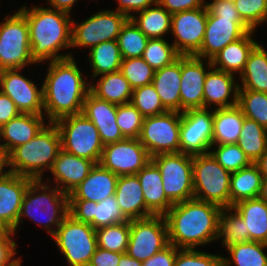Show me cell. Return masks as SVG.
<instances>
[{
    "label": "cell",
    "instance_id": "cell-1",
    "mask_svg": "<svg viewBox=\"0 0 267 266\" xmlns=\"http://www.w3.org/2000/svg\"><path fill=\"white\" fill-rule=\"evenodd\" d=\"M223 208L196 198L174 203L164 215L169 244L178 249H196L217 240Z\"/></svg>",
    "mask_w": 267,
    "mask_h": 266
},
{
    "label": "cell",
    "instance_id": "cell-2",
    "mask_svg": "<svg viewBox=\"0 0 267 266\" xmlns=\"http://www.w3.org/2000/svg\"><path fill=\"white\" fill-rule=\"evenodd\" d=\"M43 86L44 115L48 122L82 113L90 82L83 78L74 57L48 62Z\"/></svg>",
    "mask_w": 267,
    "mask_h": 266
},
{
    "label": "cell",
    "instance_id": "cell-3",
    "mask_svg": "<svg viewBox=\"0 0 267 266\" xmlns=\"http://www.w3.org/2000/svg\"><path fill=\"white\" fill-rule=\"evenodd\" d=\"M19 11L27 19L31 57L36 64L73 57L72 52L60 54L71 48V14L40 6H22Z\"/></svg>",
    "mask_w": 267,
    "mask_h": 266
},
{
    "label": "cell",
    "instance_id": "cell-4",
    "mask_svg": "<svg viewBox=\"0 0 267 266\" xmlns=\"http://www.w3.org/2000/svg\"><path fill=\"white\" fill-rule=\"evenodd\" d=\"M61 149L59 130L54 123L48 122L34 138L15 147L6 156V169L9 167L7 171L33 180L43 179V172L51 170Z\"/></svg>",
    "mask_w": 267,
    "mask_h": 266
},
{
    "label": "cell",
    "instance_id": "cell-5",
    "mask_svg": "<svg viewBox=\"0 0 267 266\" xmlns=\"http://www.w3.org/2000/svg\"><path fill=\"white\" fill-rule=\"evenodd\" d=\"M43 181L42 179L32 180L29 183L22 200L20 214L15 226V234L19 224L23 223L22 218L29 217L32 221L40 223V226L43 225L42 228H45L46 232L52 236L64 218L69 214V195L62 192L56 186L50 188L51 186L43 183ZM38 214L45 218L42 220ZM53 226L56 229L52 228Z\"/></svg>",
    "mask_w": 267,
    "mask_h": 266
},
{
    "label": "cell",
    "instance_id": "cell-6",
    "mask_svg": "<svg viewBox=\"0 0 267 266\" xmlns=\"http://www.w3.org/2000/svg\"><path fill=\"white\" fill-rule=\"evenodd\" d=\"M194 198L221 208L230 207L231 172L225 170L210 154L193 156Z\"/></svg>",
    "mask_w": 267,
    "mask_h": 266
},
{
    "label": "cell",
    "instance_id": "cell-7",
    "mask_svg": "<svg viewBox=\"0 0 267 266\" xmlns=\"http://www.w3.org/2000/svg\"><path fill=\"white\" fill-rule=\"evenodd\" d=\"M54 124L61 136L62 150L99 163L104 144L90 119L79 113L62 117Z\"/></svg>",
    "mask_w": 267,
    "mask_h": 266
},
{
    "label": "cell",
    "instance_id": "cell-8",
    "mask_svg": "<svg viewBox=\"0 0 267 266\" xmlns=\"http://www.w3.org/2000/svg\"><path fill=\"white\" fill-rule=\"evenodd\" d=\"M51 237L69 266H88L98 247L96 229L69 214Z\"/></svg>",
    "mask_w": 267,
    "mask_h": 266
},
{
    "label": "cell",
    "instance_id": "cell-9",
    "mask_svg": "<svg viewBox=\"0 0 267 266\" xmlns=\"http://www.w3.org/2000/svg\"><path fill=\"white\" fill-rule=\"evenodd\" d=\"M0 23V67L23 69L36 64L31 57L29 27L26 17L17 10Z\"/></svg>",
    "mask_w": 267,
    "mask_h": 266
},
{
    "label": "cell",
    "instance_id": "cell-10",
    "mask_svg": "<svg viewBox=\"0 0 267 266\" xmlns=\"http://www.w3.org/2000/svg\"><path fill=\"white\" fill-rule=\"evenodd\" d=\"M151 160L159 168L165 194L173 203L194 198L192 155L182 152L159 154Z\"/></svg>",
    "mask_w": 267,
    "mask_h": 266
},
{
    "label": "cell",
    "instance_id": "cell-11",
    "mask_svg": "<svg viewBox=\"0 0 267 266\" xmlns=\"http://www.w3.org/2000/svg\"><path fill=\"white\" fill-rule=\"evenodd\" d=\"M181 112L167 111L165 113L144 117L140 143L145 147L150 157L159 154L180 152Z\"/></svg>",
    "mask_w": 267,
    "mask_h": 266
},
{
    "label": "cell",
    "instance_id": "cell-12",
    "mask_svg": "<svg viewBox=\"0 0 267 266\" xmlns=\"http://www.w3.org/2000/svg\"><path fill=\"white\" fill-rule=\"evenodd\" d=\"M169 245L164 215H152L130 220V238L127 254L144 262Z\"/></svg>",
    "mask_w": 267,
    "mask_h": 266
},
{
    "label": "cell",
    "instance_id": "cell-13",
    "mask_svg": "<svg viewBox=\"0 0 267 266\" xmlns=\"http://www.w3.org/2000/svg\"><path fill=\"white\" fill-rule=\"evenodd\" d=\"M129 18L116 10H101L81 23L72 20L71 47L92 48L99 43L116 40Z\"/></svg>",
    "mask_w": 267,
    "mask_h": 266
},
{
    "label": "cell",
    "instance_id": "cell-14",
    "mask_svg": "<svg viewBox=\"0 0 267 266\" xmlns=\"http://www.w3.org/2000/svg\"><path fill=\"white\" fill-rule=\"evenodd\" d=\"M213 109H189L181 113L180 152L207 154L212 146Z\"/></svg>",
    "mask_w": 267,
    "mask_h": 266
},
{
    "label": "cell",
    "instance_id": "cell-15",
    "mask_svg": "<svg viewBox=\"0 0 267 266\" xmlns=\"http://www.w3.org/2000/svg\"><path fill=\"white\" fill-rule=\"evenodd\" d=\"M150 160L139 138H125L104 145L99 164L117 176H125L137 174Z\"/></svg>",
    "mask_w": 267,
    "mask_h": 266
},
{
    "label": "cell",
    "instance_id": "cell-16",
    "mask_svg": "<svg viewBox=\"0 0 267 266\" xmlns=\"http://www.w3.org/2000/svg\"><path fill=\"white\" fill-rule=\"evenodd\" d=\"M207 23V6L172 14V44L180 55H195L201 48Z\"/></svg>",
    "mask_w": 267,
    "mask_h": 266
},
{
    "label": "cell",
    "instance_id": "cell-17",
    "mask_svg": "<svg viewBox=\"0 0 267 266\" xmlns=\"http://www.w3.org/2000/svg\"><path fill=\"white\" fill-rule=\"evenodd\" d=\"M252 29L241 18L212 15L207 9V23L200 50L195 56L211 60L229 43L242 38Z\"/></svg>",
    "mask_w": 267,
    "mask_h": 266
},
{
    "label": "cell",
    "instance_id": "cell-18",
    "mask_svg": "<svg viewBox=\"0 0 267 266\" xmlns=\"http://www.w3.org/2000/svg\"><path fill=\"white\" fill-rule=\"evenodd\" d=\"M22 69H4L0 91L9 96L21 113L44 115L43 86L39 88L19 72ZM39 88V89H38Z\"/></svg>",
    "mask_w": 267,
    "mask_h": 266
},
{
    "label": "cell",
    "instance_id": "cell-19",
    "mask_svg": "<svg viewBox=\"0 0 267 266\" xmlns=\"http://www.w3.org/2000/svg\"><path fill=\"white\" fill-rule=\"evenodd\" d=\"M204 60L195 55H181V113L189 109L204 108L203 87L208 72L205 67H212L211 60L206 59V65Z\"/></svg>",
    "mask_w": 267,
    "mask_h": 266
},
{
    "label": "cell",
    "instance_id": "cell-20",
    "mask_svg": "<svg viewBox=\"0 0 267 266\" xmlns=\"http://www.w3.org/2000/svg\"><path fill=\"white\" fill-rule=\"evenodd\" d=\"M68 213L75 220L90 224L94 229L128 221L122 214L115 195L98 203L69 199Z\"/></svg>",
    "mask_w": 267,
    "mask_h": 266
},
{
    "label": "cell",
    "instance_id": "cell-21",
    "mask_svg": "<svg viewBox=\"0 0 267 266\" xmlns=\"http://www.w3.org/2000/svg\"><path fill=\"white\" fill-rule=\"evenodd\" d=\"M32 180L9 171L0 176V224L14 234L22 200Z\"/></svg>",
    "mask_w": 267,
    "mask_h": 266
},
{
    "label": "cell",
    "instance_id": "cell-22",
    "mask_svg": "<svg viewBox=\"0 0 267 266\" xmlns=\"http://www.w3.org/2000/svg\"><path fill=\"white\" fill-rule=\"evenodd\" d=\"M82 113L93 122L104 145L125 139L116 122V104L99 99L89 91Z\"/></svg>",
    "mask_w": 267,
    "mask_h": 266
},
{
    "label": "cell",
    "instance_id": "cell-23",
    "mask_svg": "<svg viewBox=\"0 0 267 266\" xmlns=\"http://www.w3.org/2000/svg\"><path fill=\"white\" fill-rule=\"evenodd\" d=\"M95 164L61 149L50 170L54 176V186L69 195L89 175Z\"/></svg>",
    "mask_w": 267,
    "mask_h": 266
},
{
    "label": "cell",
    "instance_id": "cell-24",
    "mask_svg": "<svg viewBox=\"0 0 267 266\" xmlns=\"http://www.w3.org/2000/svg\"><path fill=\"white\" fill-rule=\"evenodd\" d=\"M238 89L239 83L235 81L234 74L212 66L207 72L203 87L204 108H211V105H215L216 109L238 105Z\"/></svg>",
    "mask_w": 267,
    "mask_h": 266
},
{
    "label": "cell",
    "instance_id": "cell-25",
    "mask_svg": "<svg viewBox=\"0 0 267 266\" xmlns=\"http://www.w3.org/2000/svg\"><path fill=\"white\" fill-rule=\"evenodd\" d=\"M46 125L44 115L20 113L0 127L2 153L7 156L15 147L27 143ZM4 142V143H3Z\"/></svg>",
    "mask_w": 267,
    "mask_h": 266
},
{
    "label": "cell",
    "instance_id": "cell-26",
    "mask_svg": "<svg viewBox=\"0 0 267 266\" xmlns=\"http://www.w3.org/2000/svg\"><path fill=\"white\" fill-rule=\"evenodd\" d=\"M118 176L99 163L91 169L89 175L69 194V199H82L101 202L115 195Z\"/></svg>",
    "mask_w": 267,
    "mask_h": 266
},
{
    "label": "cell",
    "instance_id": "cell-27",
    "mask_svg": "<svg viewBox=\"0 0 267 266\" xmlns=\"http://www.w3.org/2000/svg\"><path fill=\"white\" fill-rule=\"evenodd\" d=\"M115 197L122 214L127 220L154 215L146 207L142 187L136 174L118 176Z\"/></svg>",
    "mask_w": 267,
    "mask_h": 266
},
{
    "label": "cell",
    "instance_id": "cell-28",
    "mask_svg": "<svg viewBox=\"0 0 267 266\" xmlns=\"http://www.w3.org/2000/svg\"><path fill=\"white\" fill-rule=\"evenodd\" d=\"M136 175L146 207L154 215H165L174 203L165 194L162 175L157 165L150 160Z\"/></svg>",
    "mask_w": 267,
    "mask_h": 266
},
{
    "label": "cell",
    "instance_id": "cell-29",
    "mask_svg": "<svg viewBox=\"0 0 267 266\" xmlns=\"http://www.w3.org/2000/svg\"><path fill=\"white\" fill-rule=\"evenodd\" d=\"M255 32V30L249 31L242 38L225 46L211 59L212 66L227 73L240 75L250 52L258 44L252 37Z\"/></svg>",
    "mask_w": 267,
    "mask_h": 266
},
{
    "label": "cell",
    "instance_id": "cell-30",
    "mask_svg": "<svg viewBox=\"0 0 267 266\" xmlns=\"http://www.w3.org/2000/svg\"><path fill=\"white\" fill-rule=\"evenodd\" d=\"M180 83L181 55L171 65L155 70L152 84L168 111L181 112Z\"/></svg>",
    "mask_w": 267,
    "mask_h": 266
},
{
    "label": "cell",
    "instance_id": "cell-31",
    "mask_svg": "<svg viewBox=\"0 0 267 266\" xmlns=\"http://www.w3.org/2000/svg\"><path fill=\"white\" fill-rule=\"evenodd\" d=\"M245 116L236 105L229 108L213 110L212 146L220 144H237Z\"/></svg>",
    "mask_w": 267,
    "mask_h": 266
},
{
    "label": "cell",
    "instance_id": "cell-32",
    "mask_svg": "<svg viewBox=\"0 0 267 266\" xmlns=\"http://www.w3.org/2000/svg\"><path fill=\"white\" fill-rule=\"evenodd\" d=\"M232 207L244 220L249 241L267 244V203L257 197L240 201Z\"/></svg>",
    "mask_w": 267,
    "mask_h": 266
},
{
    "label": "cell",
    "instance_id": "cell-33",
    "mask_svg": "<svg viewBox=\"0 0 267 266\" xmlns=\"http://www.w3.org/2000/svg\"><path fill=\"white\" fill-rule=\"evenodd\" d=\"M98 78L96 84L91 82L89 86V91L97 98L116 105L131 102L133 89L120 70Z\"/></svg>",
    "mask_w": 267,
    "mask_h": 266
},
{
    "label": "cell",
    "instance_id": "cell-34",
    "mask_svg": "<svg viewBox=\"0 0 267 266\" xmlns=\"http://www.w3.org/2000/svg\"><path fill=\"white\" fill-rule=\"evenodd\" d=\"M262 178L259 167L255 163L232 172L230 178V207L240 201L257 198L260 193Z\"/></svg>",
    "mask_w": 267,
    "mask_h": 266
},
{
    "label": "cell",
    "instance_id": "cell-35",
    "mask_svg": "<svg viewBox=\"0 0 267 266\" xmlns=\"http://www.w3.org/2000/svg\"><path fill=\"white\" fill-rule=\"evenodd\" d=\"M240 76L239 89H250L267 93V51L257 44L250 52Z\"/></svg>",
    "mask_w": 267,
    "mask_h": 266
},
{
    "label": "cell",
    "instance_id": "cell-36",
    "mask_svg": "<svg viewBox=\"0 0 267 266\" xmlns=\"http://www.w3.org/2000/svg\"><path fill=\"white\" fill-rule=\"evenodd\" d=\"M139 14V15H138ZM133 15L130 19L149 38H163L171 31L172 14L156 3Z\"/></svg>",
    "mask_w": 267,
    "mask_h": 266
},
{
    "label": "cell",
    "instance_id": "cell-37",
    "mask_svg": "<svg viewBox=\"0 0 267 266\" xmlns=\"http://www.w3.org/2000/svg\"><path fill=\"white\" fill-rule=\"evenodd\" d=\"M123 58L116 40L99 43L90 48L88 61L93 71L91 77L120 70Z\"/></svg>",
    "mask_w": 267,
    "mask_h": 266
},
{
    "label": "cell",
    "instance_id": "cell-38",
    "mask_svg": "<svg viewBox=\"0 0 267 266\" xmlns=\"http://www.w3.org/2000/svg\"><path fill=\"white\" fill-rule=\"evenodd\" d=\"M267 244L248 241L236 243L225 248L229 257L222 255L223 266H267Z\"/></svg>",
    "mask_w": 267,
    "mask_h": 266
},
{
    "label": "cell",
    "instance_id": "cell-39",
    "mask_svg": "<svg viewBox=\"0 0 267 266\" xmlns=\"http://www.w3.org/2000/svg\"><path fill=\"white\" fill-rule=\"evenodd\" d=\"M237 145L255 163L267 150V129L245 117Z\"/></svg>",
    "mask_w": 267,
    "mask_h": 266
},
{
    "label": "cell",
    "instance_id": "cell-40",
    "mask_svg": "<svg viewBox=\"0 0 267 266\" xmlns=\"http://www.w3.org/2000/svg\"><path fill=\"white\" fill-rule=\"evenodd\" d=\"M232 212V213H231ZM225 248L249 241V232L240 214L233 208H223L219 216L218 236Z\"/></svg>",
    "mask_w": 267,
    "mask_h": 266
},
{
    "label": "cell",
    "instance_id": "cell-41",
    "mask_svg": "<svg viewBox=\"0 0 267 266\" xmlns=\"http://www.w3.org/2000/svg\"><path fill=\"white\" fill-rule=\"evenodd\" d=\"M96 238L99 248L117 253H126L130 238V220L97 228Z\"/></svg>",
    "mask_w": 267,
    "mask_h": 266
},
{
    "label": "cell",
    "instance_id": "cell-42",
    "mask_svg": "<svg viewBox=\"0 0 267 266\" xmlns=\"http://www.w3.org/2000/svg\"><path fill=\"white\" fill-rule=\"evenodd\" d=\"M148 40L131 19L125 23L116 39L123 59L142 57Z\"/></svg>",
    "mask_w": 267,
    "mask_h": 266
},
{
    "label": "cell",
    "instance_id": "cell-43",
    "mask_svg": "<svg viewBox=\"0 0 267 266\" xmlns=\"http://www.w3.org/2000/svg\"><path fill=\"white\" fill-rule=\"evenodd\" d=\"M238 106L243 115L267 129V93L238 89Z\"/></svg>",
    "mask_w": 267,
    "mask_h": 266
},
{
    "label": "cell",
    "instance_id": "cell-44",
    "mask_svg": "<svg viewBox=\"0 0 267 266\" xmlns=\"http://www.w3.org/2000/svg\"><path fill=\"white\" fill-rule=\"evenodd\" d=\"M180 54L164 38L149 39L143 51L142 58L154 69L158 70L171 65Z\"/></svg>",
    "mask_w": 267,
    "mask_h": 266
},
{
    "label": "cell",
    "instance_id": "cell-45",
    "mask_svg": "<svg viewBox=\"0 0 267 266\" xmlns=\"http://www.w3.org/2000/svg\"><path fill=\"white\" fill-rule=\"evenodd\" d=\"M120 71L133 90L151 84L155 74V70L142 57L123 59Z\"/></svg>",
    "mask_w": 267,
    "mask_h": 266
},
{
    "label": "cell",
    "instance_id": "cell-46",
    "mask_svg": "<svg viewBox=\"0 0 267 266\" xmlns=\"http://www.w3.org/2000/svg\"><path fill=\"white\" fill-rule=\"evenodd\" d=\"M215 150H209L214 159L227 171L236 172L252 164L244 151L237 144L215 145Z\"/></svg>",
    "mask_w": 267,
    "mask_h": 266
},
{
    "label": "cell",
    "instance_id": "cell-47",
    "mask_svg": "<svg viewBox=\"0 0 267 266\" xmlns=\"http://www.w3.org/2000/svg\"><path fill=\"white\" fill-rule=\"evenodd\" d=\"M131 103L144 116H154L167 112L154 85L148 84L133 90Z\"/></svg>",
    "mask_w": 267,
    "mask_h": 266
},
{
    "label": "cell",
    "instance_id": "cell-48",
    "mask_svg": "<svg viewBox=\"0 0 267 266\" xmlns=\"http://www.w3.org/2000/svg\"><path fill=\"white\" fill-rule=\"evenodd\" d=\"M144 116L130 102L117 105L116 122L125 138H139Z\"/></svg>",
    "mask_w": 267,
    "mask_h": 266
},
{
    "label": "cell",
    "instance_id": "cell-49",
    "mask_svg": "<svg viewBox=\"0 0 267 266\" xmlns=\"http://www.w3.org/2000/svg\"><path fill=\"white\" fill-rule=\"evenodd\" d=\"M234 4L241 19L252 30L267 23V0H236Z\"/></svg>",
    "mask_w": 267,
    "mask_h": 266
},
{
    "label": "cell",
    "instance_id": "cell-50",
    "mask_svg": "<svg viewBox=\"0 0 267 266\" xmlns=\"http://www.w3.org/2000/svg\"><path fill=\"white\" fill-rule=\"evenodd\" d=\"M174 266H223L222 256L196 249H179Z\"/></svg>",
    "mask_w": 267,
    "mask_h": 266
},
{
    "label": "cell",
    "instance_id": "cell-51",
    "mask_svg": "<svg viewBox=\"0 0 267 266\" xmlns=\"http://www.w3.org/2000/svg\"><path fill=\"white\" fill-rule=\"evenodd\" d=\"M14 235L11 231L0 234V266H17L22 261L21 256L14 259L17 253L16 242L11 238Z\"/></svg>",
    "mask_w": 267,
    "mask_h": 266
},
{
    "label": "cell",
    "instance_id": "cell-52",
    "mask_svg": "<svg viewBox=\"0 0 267 266\" xmlns=\"http://www.w3.org/2000/svg\"><path fill=\"white\" fill-rule=\"evenodd\" d=\"M157 3L166 9L169 13L186 11L205 7V0H157Z\"/></svg>",
    "mask_w": 267,
    "mask_h": 266
},
{
    "label": "cell",
    "instance_id": "cell-53",
    "mask_svg": "<svg viewBox=\"0 0 267 266\" xmlns=\"http://www.w3.org/2000/svg\"><path fill=\"white\" fill-rule=\"evenodd\" d=\"M179 249L169 244L163 250L157 252L152 257L142 262V266H174L176 253Z\"/></svg>",
    "mask_w": 267,
    "mask_h": 266
},
{
    "label": "cell",
    "instance_id": "cell-54",
    "mask_svg": "<svg viewBox=\"0 0 267 266\" xmlns=\"http://www.w3.org/2000/svg\"><path fill=\"white\" fill-rule=\"evenodd\" d=\"M208 11L217 17L241 18L234 3L223 0H212L206 3Z\"/></svg>",
    "mask_w": 267,
    "mask_h": 266
},
{
    "label": "cell",
    "instance_id": "cell-55",
    "mask_svg": "<svg viewBox=\"0 0 267 266\" xmlns=\"http://www.w3.org/2000/svg\"><path fill=\"white\" fill-rule=\"evenodd\" d=\"M118 8L116 11L125 14L129 19L133 16V13L141 12L147 7L153 6L157 3V0H117Z\"/></svg>",
    "mask_w": 267,
    "mask_h": 266
},
{
    "label": "cell",
    "instance_id": "cell-56",
    "mask_svg": "<svg viewBox=\"0 0 267 266\" xmlns=\"http://www.w3.org/2000/svg\"><path fill=\"white\" fill-rule=\"evenodd\" d=\"M122 254L97 247L88 266H118Z\"/></svg>",
    "mask_w": 267,
    "mask_h": 266
},
{
    "label": "cell",
    "instance_id": "cell-57",
    "mask_svg": "<svg viewBox=\"0 0 267 266\" xmlns=\"http://www.w3.org/2000/svg\"><path fill=\"white\" fill-rule=\"evenodd\" d=\"M21 112L17 109L11 98L0 91V127L7 124Z\"/></svg>",
    "mask_w": 267,
    "mask_h": 266
},
{
    "label": "cell",
    "instance_id": "cell-58",
    "mask_svg": "<svg viewBox=\"0 0 267 266\" xmlns=\"http://www.w3.org/2000/svg\"><path fill=\"white\" fill-rule=\"evenodd\" d=\"M47 2H49V6L51 5L49 8L70 14L73 5L77 3V0H47Z\"/></svg>",
    "mask_w": 267,
    "mask_h": 266
},
{
    "label": "cell",
    "instance_id": "cell-59",
    "mask_svg": "<svg viewBox=\"0 0 267 266\" xmlns=\"http://www.w3.org/2000/svg\"><path fill=\"white\" fill-rule=\"evenodd\" d=\"M118 266H142V262L130 257L127 253L120 256Z\"/></svg>",
    "mask_w": 267,
    "mask_h": 266
},
{
    "label": "cell",
    "instance_id": "cell-60",
    "mask_svg": "<svg viewBox=\"0 0 267 266\" xmlns=\"http://www.w3.org/2000/svg\"><path fill=\"white\" fill-rule=\"evenodd\" d=\"M259 167L262 177H267V150L262 154V156L255 162Z\"/></svg>",
    "mask_w": 267,
    "mask_h": 266
},
{
    "label": "cell",
    "instance_id": "cell-61",
    "mask_svg": "<svg viewBox=\"0 0 267 266\" xmlns=\"http://www.w3.org/2000/svg\"><path fill=\"white\" fill-rule=\"evenodd\" d=\"M258 197L267 203V177L262 178L261 189Z\"/></svg>",
    "mask_w": 267,
    "mask_h": 266
},
{
    "label": "cell",
    "instance_id": "cell-62",
    "mask_svg": "<svg viewBox=\"0 0 267 266\" xmlns=\"http://www.w3.org/2000/svg\"><path fill=\"white\" fill-rule=\"evenodd\" d=\"M6 168V156L0 151V176L7 170Z\"/></svg>",
    "mask_w": 267,
    "mask_h": 266
},
{
    "label": "cell",
    "instance_id": "cell-63",
    "mask_svg": "<svg viewBox=\"0 0 267 266\" xmlns=\"http://www.w3.org/2000/svg\"><path fill=\"white\" fill-rule=\"evenodd\" d=\"M9 231L6 230L1 224H0V234L8 233Z\"/></svg>",
    "mask_w": 267,
    "mask_h": 266
},
{
    "label": "cell",
    "instance_id": "cell-64",
    "mask_svg": "<svg viewBox=\"0 0 267 266\" xmlns=\"http://www.w3.org/2000/svg\"><path fill=\"white\" fill-rule=\"evenodd\" d=\"M223 1H229L231 3H235L236 2V0H223Z\"/></svg>",
    "mask_w": 267,
    "mask_h": 266
},
{
    "label": "cell",
    "instance_id": "cell-65",
    "mask_svg": "<svg viewBox=\"0 0 267 266\" xmlns=\"http://www.w3.org/2000/svg\"><path fill=\"white\" fill-rule=\"evenodd\" d=\"M2 71H3V69L0 67V80H1Z\"/></svg>",
    "mask_w": 267,
    "mask_h": 266
}]
</instances>
